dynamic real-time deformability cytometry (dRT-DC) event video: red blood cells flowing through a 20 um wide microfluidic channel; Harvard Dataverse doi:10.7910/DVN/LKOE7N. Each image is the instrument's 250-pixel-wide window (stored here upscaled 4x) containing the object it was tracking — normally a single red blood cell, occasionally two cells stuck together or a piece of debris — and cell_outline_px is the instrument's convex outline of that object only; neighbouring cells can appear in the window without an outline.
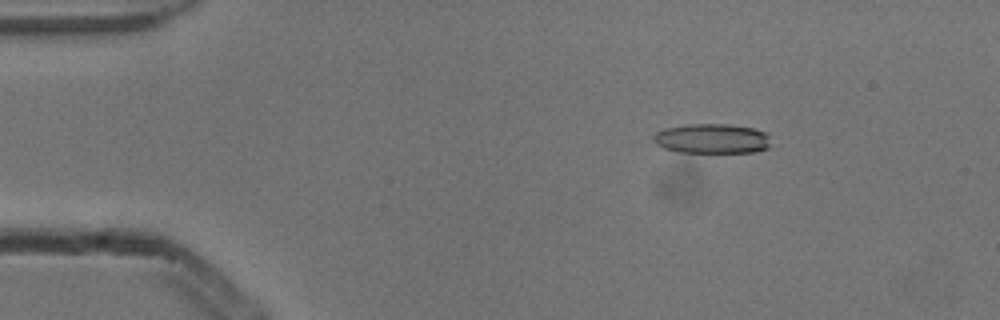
{"species": "common noctule bat (a hibernating species)", "species_latin": "Nyctalus noctula", "temperature_condition": "cold", "stored_images_in_passage": 3, "camera_frame_rate_fps": 3000, "um_per_image_px": 0.085, "animal": {"sex": "male", "body_mass_g": 13.3}, "frame": {"image": 1, "passage_image": 1, "time_ms": 0.0, "image_size_px": [1000, 320], "cell_outline_px": [[768, 148], [752, 152], [680, 152], [664, 148], [656, 144], [652, 140], [652, 136], [656, 132], [664, 128], [688, 124], [728, 124], [756, 128], [764, 132], [768, 136]], "centroid_in_image_um": [60.47, 11.77], "position_along_channel_um": 24.5, "area_um2": 20.35}}